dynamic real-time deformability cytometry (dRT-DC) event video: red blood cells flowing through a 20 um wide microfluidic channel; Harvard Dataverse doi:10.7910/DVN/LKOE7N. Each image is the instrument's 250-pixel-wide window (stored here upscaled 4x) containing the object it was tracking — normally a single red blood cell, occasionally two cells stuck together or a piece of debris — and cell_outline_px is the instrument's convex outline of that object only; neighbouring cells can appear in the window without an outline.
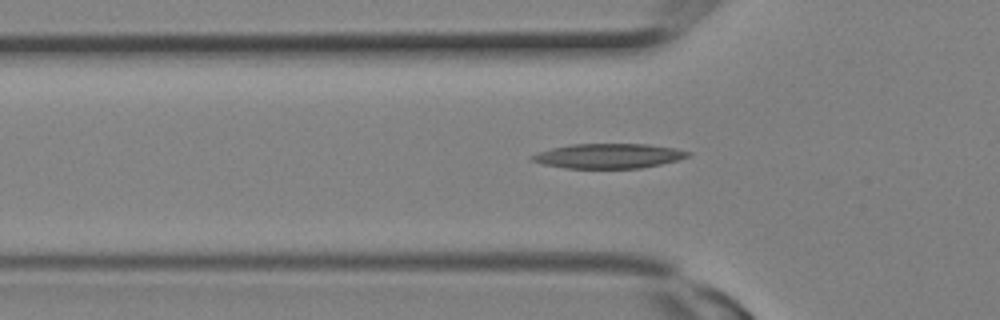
{"species": "Egyptian fruit bat (a non-hibernating species)", "species_latin": "Rousettus aegyptiacus", "temperature_condition": "room temperature", "stored_images_in_passage": 3, "camera_frame_rate_fps": 3000, "um_per_image_px": 0.085, "animal": {"sex": "female"}, "frame": {"image": 1, "passage_image": 3, "time_ms": 0.667, "image_size_px": [1000, 320], "cell_outline_px": [[692, 156], [660, 164], [640, 168], [564, 168], [544, 164], [532, 160], [528, 156], [552, 148], [572, 144], [648, 144], [676, 148], [692, 152]], "centroid_in_image_um": [51.77, 13.25], "position_along_channel_um": 74.0, "area_um2": 22.43}}